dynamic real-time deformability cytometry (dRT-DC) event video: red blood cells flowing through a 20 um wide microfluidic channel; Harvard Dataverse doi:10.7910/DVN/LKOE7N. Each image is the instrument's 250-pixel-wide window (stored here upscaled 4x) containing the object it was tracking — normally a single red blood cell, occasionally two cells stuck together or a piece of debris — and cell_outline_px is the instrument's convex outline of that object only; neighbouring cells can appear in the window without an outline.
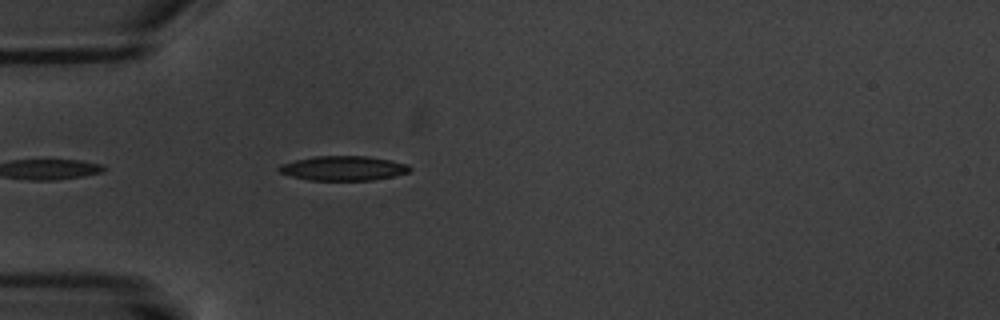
{"species": "common noctule bat (a hibernating species)", "species_latin": "Nyctalus noctula", "temperature_condition": "warm", "stored_images_in_passage": 1, "camera_frame_rate_fps": 3000, "um_per_image_px": 0.085, "animal": {"sex": "male", "body_mass_g": 20.1, "forearm_length_mm": 53.5}, "frame": {"image": 1, "passage_image": 1, "time_ms": 0.0, "image_size_px": [1000, 320], "cell_outline_px": [[412, 168], [408, 172], [392, 176], [372, 180], [308, 180], [292, 176], [280, 172], [276, 168], [280, 164], [296, 160], [316, 156], [368, 156], [392, 160], [408, 164]], "centroid_in_image_um": [29.19, 14.29], "position_along_channel_um": 55.8, "area_um2": 18.67}}